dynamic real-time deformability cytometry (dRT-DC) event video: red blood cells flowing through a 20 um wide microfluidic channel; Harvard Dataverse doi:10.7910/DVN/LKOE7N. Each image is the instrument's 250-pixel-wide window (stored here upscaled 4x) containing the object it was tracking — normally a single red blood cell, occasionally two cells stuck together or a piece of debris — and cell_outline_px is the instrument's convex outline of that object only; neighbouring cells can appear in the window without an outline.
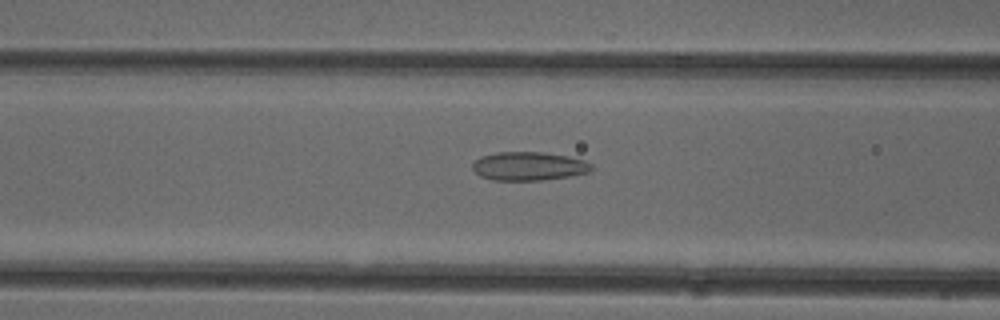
{"species": "common noctule bat (a hibernating species)", "species_latin": "Nyctalus noctula", "temperature_condition": "cold", "stored_images_in_passage": 53, "camera_frame_rate_fps": 3000, "um_per_image_px": 0.085, "animal": {"sex": "female"}, "frame": {"image": 1, "passage_image": 21, "time_ms": 6.667, "image_size_px": [1000, 320], "cell_outline_px": [[592, 168], [588, 172], [568, 176], [540, 180], [492, 180], [480, 176], [472, 168], [472, 164], [480, 156], [496, 152], [540, 152], [568, 156], [584, 160], [592, 164]], "centroid_in_image_um": [44.91, 14.12], "position_along_channel_um": 121.7, "area_um2": 19.71}}
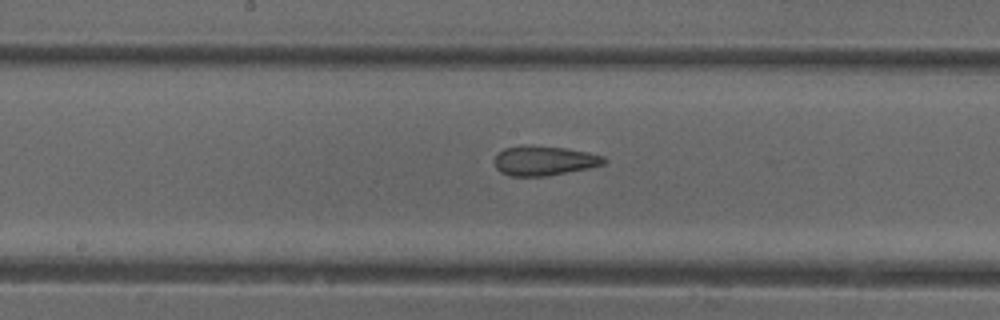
{"frame": {"image": 2, "passage_image": 27, "time_ms": 8.667, "image_size_px": [1000, 320], "cell_outline_px": [[608, 160], [604, 164], [588, 168], [548, 176], [512, 176], [500, 172], [496, 168], [492, 160], [504, 148], [564, 148], [588, 152], [604, 156]], "centroid_in_image_um": [46.29, 13.71], "position_along_channel_um": 201.9, "area_um2": 18.21}}
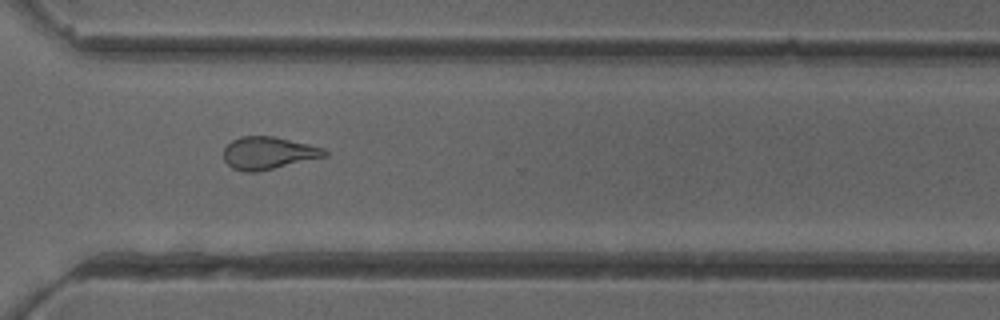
{"frame": {"image": 3, "passage_image": 38, "time_ms": 12.333, "image_size_px": [1000, 320], "cell_outline_px": [[328, 156], [256, 172], [244, 172], [232, 168], [224, 160], [224, 148], [232, 140], [240, 136], [276, 136], [324, 148], [328, 152]], "centroid_in_image_um": [22.81, 13.0], "position_along_channel_um": 347.8, "area_um2": 19.19}}